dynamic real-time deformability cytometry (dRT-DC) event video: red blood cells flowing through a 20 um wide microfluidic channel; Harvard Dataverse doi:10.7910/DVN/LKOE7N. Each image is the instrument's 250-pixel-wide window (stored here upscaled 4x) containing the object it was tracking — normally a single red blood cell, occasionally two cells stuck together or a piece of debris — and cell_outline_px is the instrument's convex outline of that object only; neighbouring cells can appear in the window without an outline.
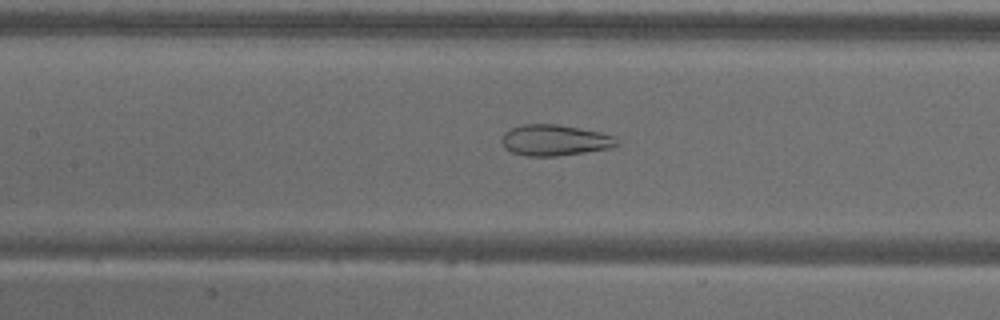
{"species": "common noctule bat (a hibernating species)", "species_latin": "Nyctalus noctula", "temperature_condition": "warm", "stored_images_in_passage": 56, "camera_frame_rate_fps": 3000, "um_per_image_px": 0.085, "animal": {"sex": "male", "body_mass_g": 18.8}, "frame": {"image": 1, "passage_image": 26, "time_ms": 8.333, "image_size_px": [1000, 320], "cell_outline_px": [[620, 144], [608, 148], [584, 152], [556, 156], [528, 156], [512, 152], [504, 148], [500, 140], [504, 132], [512, 128], [524, 124], [556, 124], [600, 132], [616, 136]], "centroid_in_image_um": [47.14, 11.91], "position_along_channel_um": 160.3, "area_um2": 20.75}}
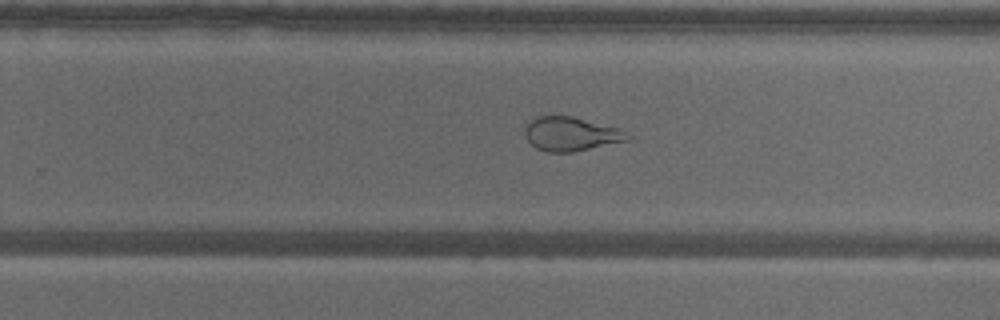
{"frame": {"image": 2, "passage_image": 36, "time_ms": 11.667, "image_size_px": [1000, 320], "cell_outline_px": [[632, 136], [628, 140], [572, 152], [548, 152], [536, 148], [524, 136], [524, 128], [536, 116], [572, 116], [620, 128]], "centroid_in_image_um": [48.53, 11.38], "position_along_channel_um": 281.3, "area_um2": 20.23}}
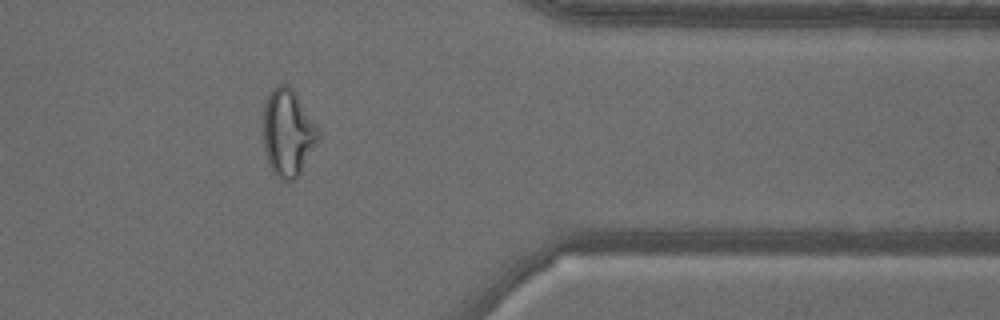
{"frame": {"image": 3, "passage_image": 46, "time_ms": 15.0, "image_size_px": [1000, 320], "cell_outline_px": [[320, 140], [296, 180], [284, 180], [276, 176], [268, 160], [264, 148], [264, 104], [272, 88], [276, 84], [288, 84], [296, 92], [320, 128]], "centroid_in_image_um": [24.52, 11.25], "position_along_channel_um": 386.9, "area_um2": 28.32}, "authors_computed_cell_mechanics": {"area_um2": 28.4087, "velocity_mm_per_s": 3.6445, "shape_relaxation_time_tau1_ms": null, "shape_relaxation_time_tau2_ms": 1.5699, "deformation_change_tau1": null, "deformation_change_tau2": 0.0898}}